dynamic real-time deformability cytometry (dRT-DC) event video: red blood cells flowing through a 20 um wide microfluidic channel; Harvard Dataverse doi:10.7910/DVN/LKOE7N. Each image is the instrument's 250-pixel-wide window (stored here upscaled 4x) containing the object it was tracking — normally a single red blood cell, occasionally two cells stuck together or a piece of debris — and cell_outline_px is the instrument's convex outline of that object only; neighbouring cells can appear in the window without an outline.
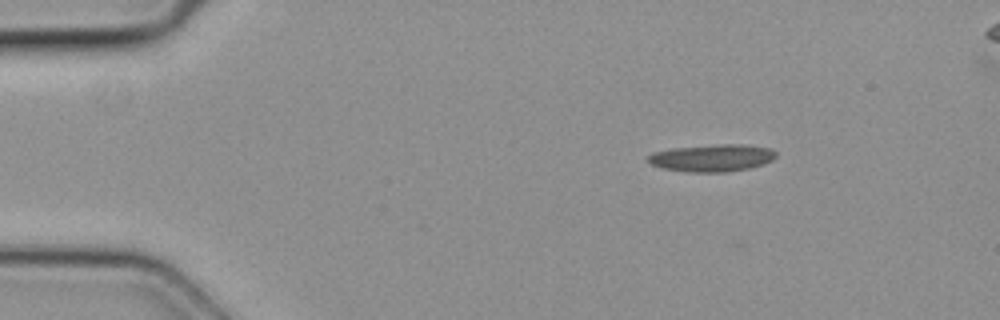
{"species": "common noctule bat (a hibernating species)", "species_latin": "Nyctalus noctula", "temperature_condition": "cold", "stored_images_in_passage": 5, "camera_frame_rate_fps": 3000, "um_per_image_px": 0.085, "animal": {"sex": "female", "body_mass_g": 19.3, "forearm_length_mm": 54.1}, "frame": {"image": 1, "passage_image": 1, "time_ms": 0.0, "image_size_px": [1000, 320], "cell_outline_px": [[776, 156], [772, 160], [764, 164], [748, 168], [728, 172], [688, 172], [660, 168], [652, 164], [648, 160], [648, 156], [652, 152], [672, 148], [716, 144], [744, 144], [772, 148], [776, 152]], "centroid_in_image_um": [60.54, 13.42], "position_along_channel_um": 24.5, "area_um2": 20.52}}
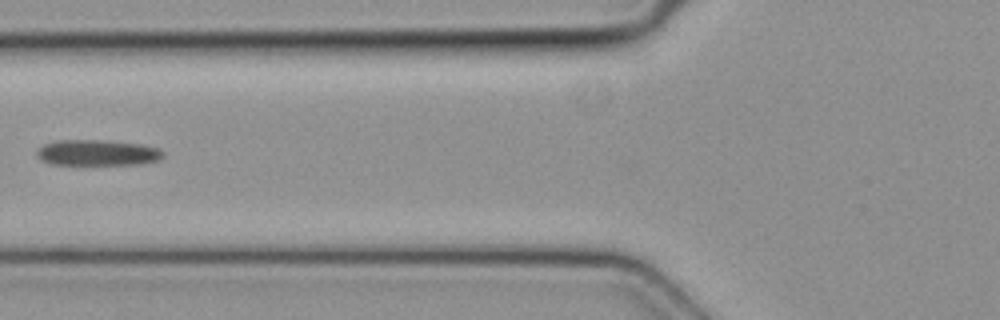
{"frame": {"image": 2, "passage_image": 4, "time_ms": 1.0, "image_size_px": [1000, 320], "cell_outline_px": [[164, 156], [160, 160], [144, 164], [52, 164], [40, 160], [36, 156], [36, 152], [44, 144], [56, 140], [100, 140], [140, 144], [160, 148], [164, 152]], "centroid_in_image_um": [8.31, 12.98], "position_along_channel_um": 117.5, "area_um2": 19.07}}
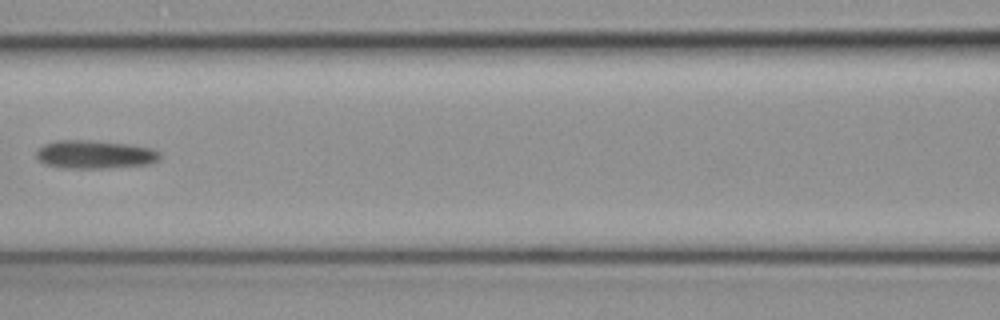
{"frame": {"image": 3, "passage_image": 5, "time_ms": 1.333, "image_size_px": [1000, 320], "cell_outline_px": [[160, 160], [148, 164], [108, 168], [60, 168], [44, 164], [36, 156], [36, 152], [44, 144], [56, 140], [92, 140], [132, 144], [152, 148], [160, 152]], "centroid_in_image_um": [8.08, 13.12], "position_along_channel_um": 158.5, "area_um2": 20.63}}